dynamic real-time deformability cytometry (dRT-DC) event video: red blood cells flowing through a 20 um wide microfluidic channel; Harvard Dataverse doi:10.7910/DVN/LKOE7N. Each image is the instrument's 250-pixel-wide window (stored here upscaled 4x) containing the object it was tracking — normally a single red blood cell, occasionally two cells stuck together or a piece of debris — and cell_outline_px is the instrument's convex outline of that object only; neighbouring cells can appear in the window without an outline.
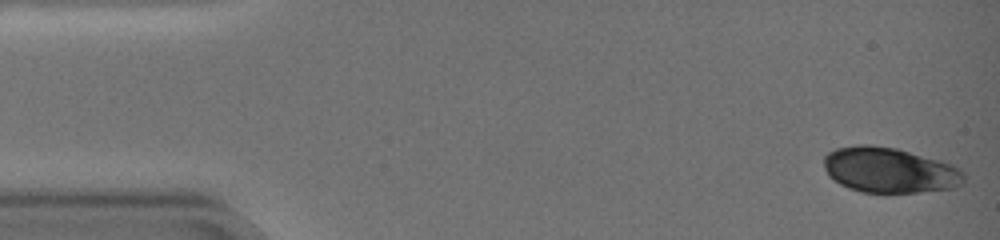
{"species": "common noctule bat (a hibernating species)", "species_latin": "Nyctalus noctula", "temperature_condition": "warm", "stored_images_in_passage": 54, "camera_frame_rate_fps": 3000, "um_per_image_px": 0.085, "animal": {"sex": "female", "body_mass_g": 19.0, "forearm_length_mm": 51.5}, "frame": {"image": 1, "passage_image": 1, "time_ms": 0.0, "image_size_px": [1000, 240], "cell_outline_px": [[964, 180], [960, 184], [952, 188], [920, 192], [860, 192], [848, 188], [840, 184], [828, 176], [824, 168], [824, 156], [828, 152], [836, 148], [860, 144], [868, 144], [896, 148], [940, 160], [952, 164], [964, 172]], "centroid_in_image_um": [75.58, 14.45], "position_along_channel_um": 9.4, "area_um2": 37.11}}